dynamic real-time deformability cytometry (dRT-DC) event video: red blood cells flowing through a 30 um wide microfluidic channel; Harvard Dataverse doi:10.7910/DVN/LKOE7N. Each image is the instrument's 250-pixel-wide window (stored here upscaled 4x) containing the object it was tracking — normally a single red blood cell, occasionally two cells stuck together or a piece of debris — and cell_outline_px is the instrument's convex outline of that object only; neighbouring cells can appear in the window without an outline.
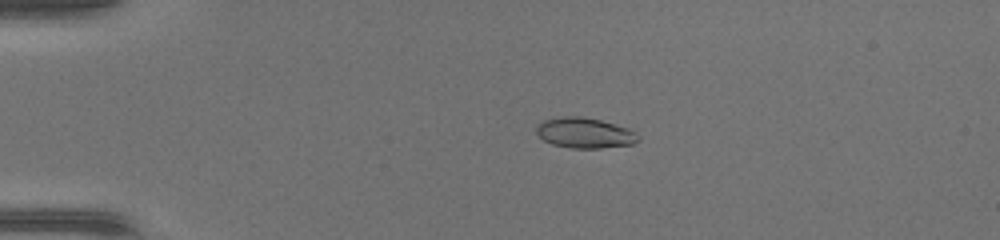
{"species": "common noctule bat (a hibernating species)", "species_latin": "Nyctalus noctula", "temperature_condition": "warm", "stored_images_in_passage": 49, "camera_frame_rate_fps": 3000, "um_per_image_px": 0.085, "animal": {"sex": "female", "body_mass_g": 17.0, "forearm_length_mm": 48.0}, "frame": {"image": 1, "passage_image": 12, "time_ms": 3.667, "image_size_px": [1000, 240], "cell_outline_px": [[640, 140], [632, 144], [600, 148], [572, 148], [552, 144], [544, 140], [536, 132], [536, 128], [544, 120], [564, 116], [580, 116], [600, 120], [628, 128], [636, 132], [640, 136]], "centroid_in_image_um": [49.73, 11.3], "position_along_channel_um": 35.3, "area_um2": 17.92}}
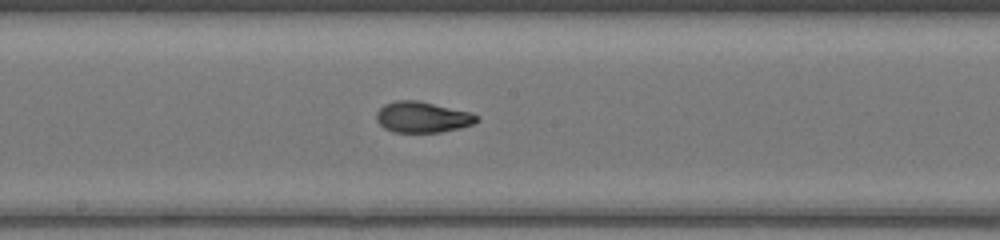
{"frame": {"image": 2, "passage_image": 28, "time_ms": 9.0, "image_size_px": [1000, 240], "cell_outline_px": [[480, 120], [472, 124], [460, 128], [440, 132], [392, 132], [384, 128], [376, 120], [376, 112], [384, 104], [396, 100], [416, 100], [472, 112], [480, 116]], "centroid_in_image_um": [35.92, 9.95], "position_along_channel_um": 212.3, "area_um2": 18.21}}
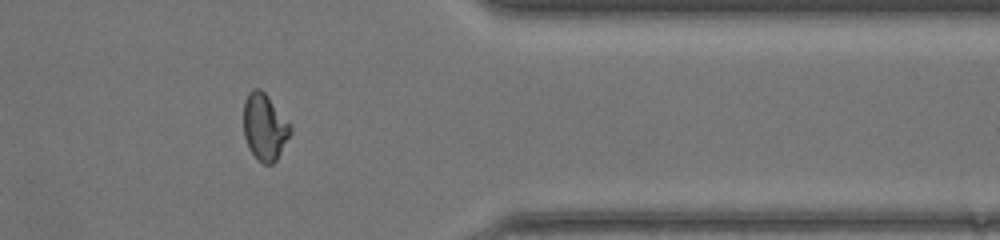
{"frame": {"image": 3, "passage_image": 41, "time_ms": 13.333, "image_size_px": [1000, 240], "cell_outline_px": [[292, 132], [276, 160], [272, 164], [264, 164], [248, 148], [244, 136], [244, 100], [248, 92], [252, 88], [260, 88], [268, 96], [292, 124]], "centroid_in_image_um": [22.51, 10.75], "position_along_channel_um": 388.9, "area_um2": 18.32}, "authors_computed_cell_mechanics": {"area_um2": 18.1492, "velocity_mm_per_s": 4.3767, "shape_relaxation_time_tau1_ms": 9.0308, "shape_relaxation_time_tau2_ms": 0.6984, "deformation_change_tau1": 0.2789, "deformation_change_tau2": 0.0586}}